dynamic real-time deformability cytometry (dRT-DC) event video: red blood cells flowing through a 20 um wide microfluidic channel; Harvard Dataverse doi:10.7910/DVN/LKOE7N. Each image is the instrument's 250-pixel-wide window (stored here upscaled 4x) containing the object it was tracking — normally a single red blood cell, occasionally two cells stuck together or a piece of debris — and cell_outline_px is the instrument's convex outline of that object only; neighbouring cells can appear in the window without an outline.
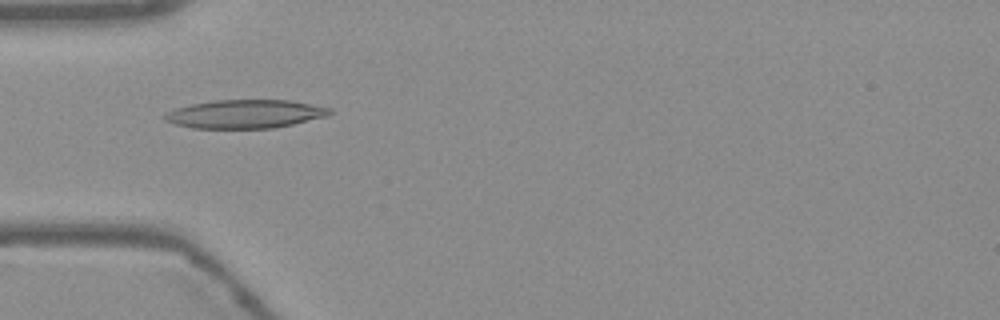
{"species": "Egyptian fruit bat (a non-hibernating species)", "species_latin": "Rousettus aegyptiacus", "temperature_condition": "warm", "stored_images_in_passage": 43, "camera_frame_rate_fps": 3000, "um_per_image_px": 0.085, "frame": {"image": 1, "passage_image": 6, "time_ms": 1.667, "image_size_px": [1000, 320], "cell_outline_px": [[332, 112], [328, 116], [292, 124], [272, 128], [192, 128], [176, 124], [164, 120], [164, 116], [168, 112], [176, 108], [192, 104], [216, 100], [288, 100], [332, 108]], "centroid_in_image_um": [20.85, 9.69], "position_along_channel_um": 64.1, "area_um2": 27.17}}
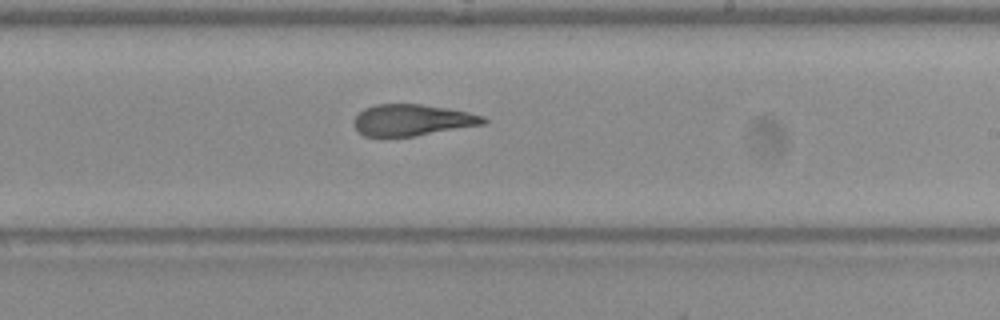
{"frame": {"image": 2, "passage_image": 21, "time_ms": 6.667, "image_size_px": [1000, 320], "cell_outline_px": [[488, 120], [484, 124], [416, 136], [364, 136], [352, 124], [352, 120], [364, 108], [376, 104], [420, 104], [448, 108], [468, 112], [484, 116]], "centroid_in_image_um": [35.04, 10.2], "position_along_channel_um": 254.0, "area_um2": 23.7}}
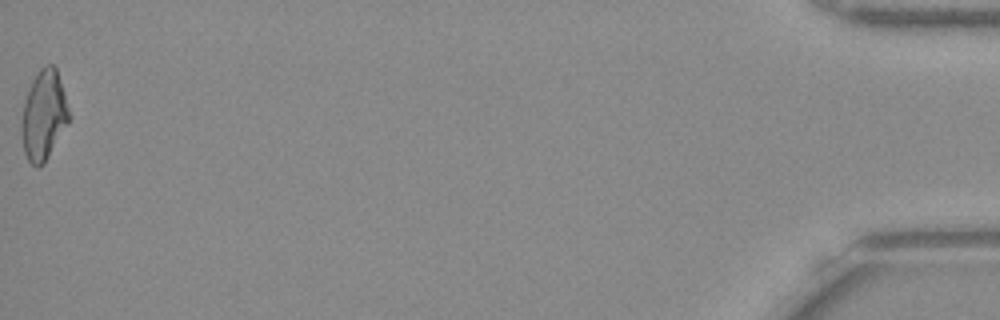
{"frame": {"image": 3, "passage_image": 43, "time_ms": 14.0, "image_size_px": [1000, 320], "cell_outline_px": [[72, 116], [68, 124], [44, 164], [32, 164], [28, 160], [24, 152], [20, 128], [20, 120], [28, 88], [32, 80], [40, 68], [48, 64], [52, 64], [56, 68]], "centroid_in_image_um": [3.72, 9.78], "position_along_channel_um": 431.5, "area_um2": 24.97}, "authors_computed_cell_mechanics": {"area_um2": 24.6806, "velocity_mm_per_s": 3.796, "shape_relaxation_time_tau1_ms": null, "shape_relaxation_time_tau2_ms": 2.7581, "deformation_change_tau1": null, "deformation_change_tau2": 0.127}}